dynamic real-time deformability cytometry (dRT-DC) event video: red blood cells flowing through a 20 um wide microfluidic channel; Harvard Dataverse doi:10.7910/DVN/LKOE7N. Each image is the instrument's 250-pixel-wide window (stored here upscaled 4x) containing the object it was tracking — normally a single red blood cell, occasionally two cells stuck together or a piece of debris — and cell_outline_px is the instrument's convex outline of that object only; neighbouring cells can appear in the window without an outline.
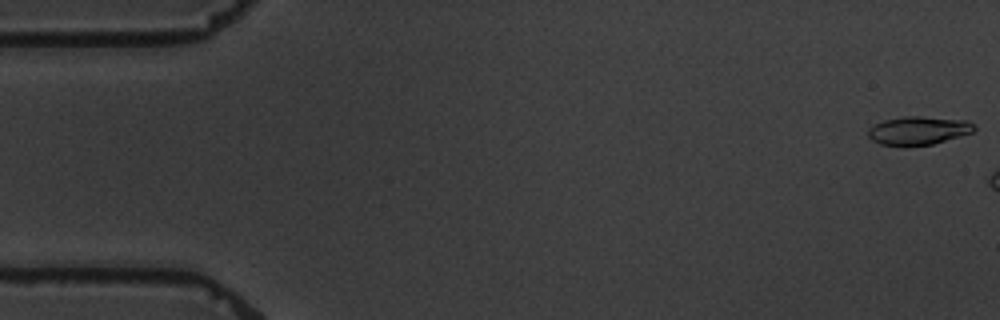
{"species": "common noctule bat (a hibernating species)", "species_latin": "Nyctalus noctula", "temperature_condition": "warm", "stored_images_in_passage": 3, "camera_frame_rate_fps": 3000, "um_per_image_px": 0.085, "animal": {"sex": "male", "body_mass_g": 19.5, "forearm_length_mm": 54.6}, "frame": {"image": 1, "passage_image": 1, "time_ms": 0.0, "image_size_px": [1000, 320], "cell_outline_px": [[976, 128], [972, 132], [932, 144], [880, 144], [872, 140], [868, 136], [868, 128], [884, 120], [904, 116], [920, 116], [968, 120], [976, 124]], "centroid_in_image_um": [78.09, 11.06], "position_along_channel_um": 6.9, "area_um2": 17.17}}